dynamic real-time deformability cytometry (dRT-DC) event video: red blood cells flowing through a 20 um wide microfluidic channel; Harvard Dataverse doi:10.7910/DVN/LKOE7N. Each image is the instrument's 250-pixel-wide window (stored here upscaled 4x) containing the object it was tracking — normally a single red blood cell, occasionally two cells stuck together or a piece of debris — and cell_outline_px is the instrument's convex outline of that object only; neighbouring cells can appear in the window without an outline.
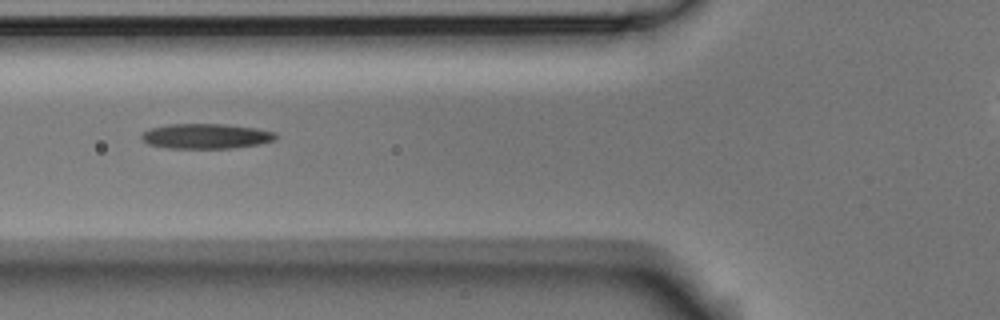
{"species": "Egyptian fruit bat (a non-hibernating species)", "species_latin": "Rousettus aegyptiacus", "temperature_condition": "room temperature", "stored_images_in_passage": 6, "camera_frame_rate_fps": 3000, "um_per_image_px": 0.085, "animal": {"sex": "male"}, "frame": {"image": 1, "passage_image": 4, "time_ms": 1.0, "image_size_px": [1000, 320], "cell_outline_px": [[276, 140], [260, 144], [236, 148], [164, 148], [148, 144], [140, 140], [140, 136], [144, 132], [152, 128], [168, 124], [224, 124], [256, 128], [276, 132]], "centroid_in_image_um": [17.51, 11.58], "position_along_channel_um": 108.3, "area_um2": 19.77}}
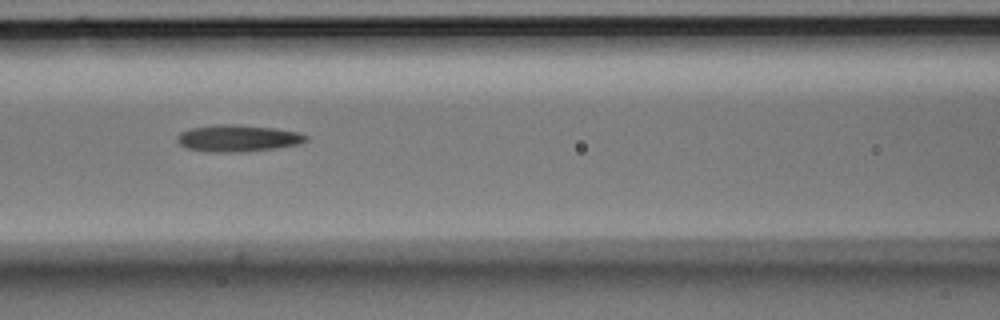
{"frame": {"image": 2, "passage_image": 5, "time_ms": 1.333, "image_size_px": [1000, 320], "cell_outline_px": [[308, 140], [300, 144], [276, 148], [240, 152], [208, 152], [188, 148], [180, 144], [176, 140], [176, 136], [180, 132], [192, 128], [216, 124], [236, 124], [276, 128], [300, 132], [308, 136]], "centroid_in_image_um": [20.24, 11.74], "position_along_channel_um": 146.4, "area_um2": 20.29}}
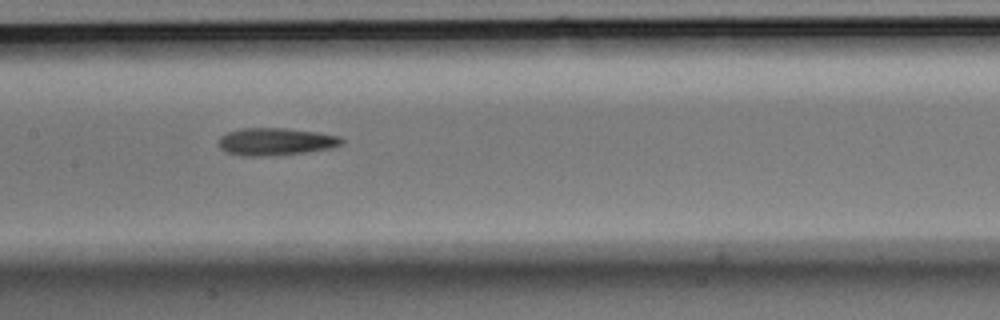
{"frame": {"image": 3, "passage_image": 6, "time_ms": 1.667, "image_size_px": [1000, 320], "cell_outline_px": [[344, 140], [340, 144], [332, 148], [304, 152], [268, 156], [240, 156], [224, 152], [216, 144], [220, 136], [228, 132], [240, 128], [284, 128], [316, 132], [340, 136]], "centroid_in_image_um": [23.36, 12.04], "position_along_channel_um": 184.0, "area_um2": 19.83}}